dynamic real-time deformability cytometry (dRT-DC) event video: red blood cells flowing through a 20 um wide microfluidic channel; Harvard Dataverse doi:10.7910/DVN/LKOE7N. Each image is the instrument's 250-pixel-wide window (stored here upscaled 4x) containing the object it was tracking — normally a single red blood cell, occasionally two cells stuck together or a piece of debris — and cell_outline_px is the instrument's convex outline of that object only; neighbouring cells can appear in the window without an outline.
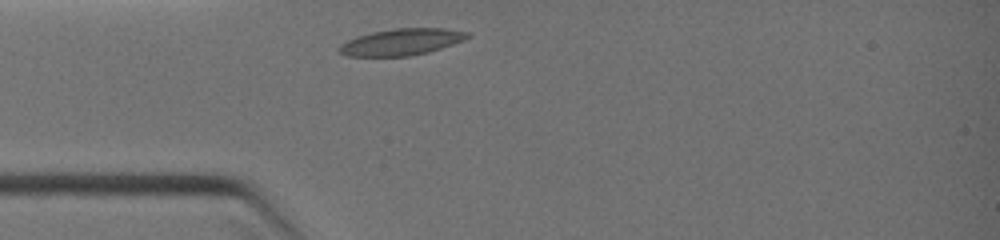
{"species": "common noctule bat (a hibernating species)", "species_latin": "Nyctalus noctula", "temperature_condition": "warm", "stored_images_in_passage": 1, "camera_frame_rate_fps": 3000, "um_per_image_px": 0.085, "animal": {"sex": "female", "body_mass_g": 19.0, "forearm_length_mm": 51.5}, "frame": {"image": 1, "passage_image": 1, "time_ms": 0.0, "image_size_px": [1000, 240], "cell_outline_px": [[472, 36], [464, 40], [428, 52], [408, 56], [348, 56], [340, 52], [336, 48], [340, 44], [356, 36], [372, 32], [396, 28], [444, 28], [468, 32]], "centroid_in_image_um": [34.11, 3.56], "position_along_channel_um": 50.9, "area_um2": 19.83}}